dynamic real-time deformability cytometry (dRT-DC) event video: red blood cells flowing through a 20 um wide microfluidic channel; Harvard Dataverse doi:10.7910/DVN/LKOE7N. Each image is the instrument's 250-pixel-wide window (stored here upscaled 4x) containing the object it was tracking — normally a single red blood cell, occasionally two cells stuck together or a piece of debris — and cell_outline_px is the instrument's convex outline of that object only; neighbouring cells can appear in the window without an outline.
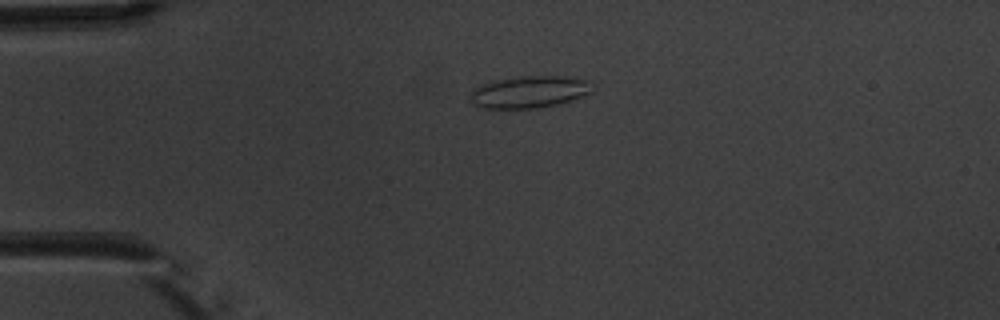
{"species": "common noctule bat (a hibernating species)", "species_latin": "Nyctalus noctula", "temperature_condition": "warm", "stored_images_in_passage": 6, "camera_frame_rate_fps": 3000, "um_per_image_px": 0.085, "animal": {"sex": "male", "body_mass_g": 20.1, "forearm_length_mm": 53.5}, "frame": {"image": 1, "passage_image": 4, "time_ms": 3.333, "image_size_px": [1000, 320], "cell_outline_px": [[592, 80], [588, 92], [580, 96], [568, 100], [536, 108], [484, 108], [472, 104], [468, 100], [472, 92], [480, 84], [488, 80], [524, 76], [560, 76]], "centroid_in_image_um": [44.88, 7.79], "position_along_channel_um": 40.1, "area_um2": 22.48}}
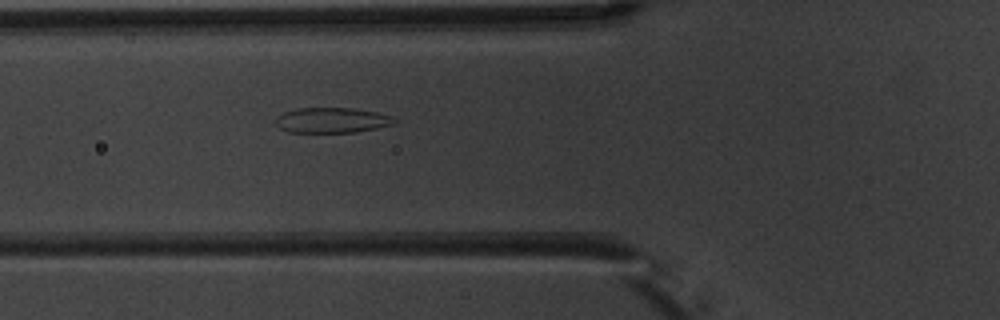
{"frame": {"image": 2, "passage_image": 6, "time_ms": 5.667, "image_size_px": [1000, 320], "cell_outline_px": [[396, 124], [356, 132], [288, 132], [280, 128], [276, 124], [276, 116], [284, 112], [296, 108], [352, 108], [376, 112], [392, 116], [396, 120]], "centroid_in_image_um": [28.21, 10.22], "position_along_channel_um": 97.6, "area_um2": 17.51}}